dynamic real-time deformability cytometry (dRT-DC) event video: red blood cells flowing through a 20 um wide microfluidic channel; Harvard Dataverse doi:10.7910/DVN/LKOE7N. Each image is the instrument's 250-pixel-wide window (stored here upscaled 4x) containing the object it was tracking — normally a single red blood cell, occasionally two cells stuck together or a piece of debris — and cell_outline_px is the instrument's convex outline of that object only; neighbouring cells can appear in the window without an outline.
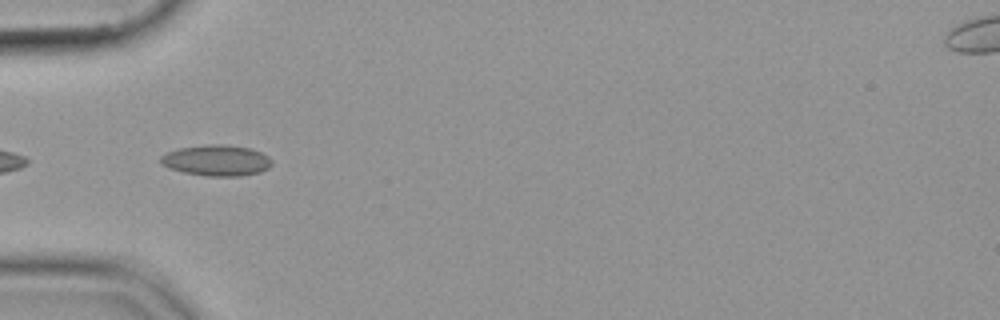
{"species": "common noctule bat (a hibernating species)", "species_latin": "Nyctalus noctula", "temperature_condition": "cold", "stored_images_in_passage": 16, "camera_frame_rate_fps": 3000, "um_per_image_px": 0.085, "animal": {"sex": "female", "body_mass_g": 19.9}, "frame": {"image": 1, "passage_image": 1, "time_ms": 0.0, "image_size_px": [1000, 320], "cell_outline_px": [[272, 164], [268, 168], [260, 172], [240, 176], [208, 176], [184, 172], [168, 168], [160, 164], [160, 156], [168, 152], [180, 148], [208, 144], [224, 144], [252, 148], [268, 156], [272, 160]], "centroid_in_image_um": [18.41, 13.63], "position_along_channel_um": 66.6, "area_um2": 20.11}}